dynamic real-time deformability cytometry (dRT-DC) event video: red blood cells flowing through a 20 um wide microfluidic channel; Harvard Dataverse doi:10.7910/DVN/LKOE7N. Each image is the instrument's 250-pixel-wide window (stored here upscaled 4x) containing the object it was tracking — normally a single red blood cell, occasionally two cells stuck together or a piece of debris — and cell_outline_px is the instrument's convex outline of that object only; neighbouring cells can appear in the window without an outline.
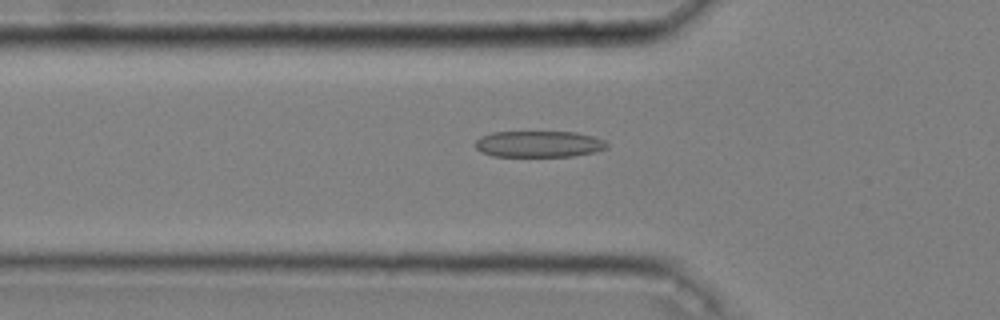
{"species": "common noctule bat (a hibernating species)", "species_latin": "Nyctalus noctula", "temperature_condition": "cold", "stored_images_in_passage": 46, "camera_frame_rate_fps": 3000, "um_per_image_px": 0.085, "animal": {"sex": "male", "body_mass_g": 20.4}, "frame": {"image": 1, "passage_image": 14, "time_ms": 4.333, "image_size_px": [1000, 320], "cell_outline_px": [[608, 148], [592, 152], [572, 156], [492, 156], [480, 152], [476, 148], [476, 140], [480, 136], [492, 132], [576, 132], [592, 136], [604, 140], [608, 144]], "centroid_in_image_um": [45.78, 12.24], "position_along_channel_um": 80.0, "area_um2": 20.17}}
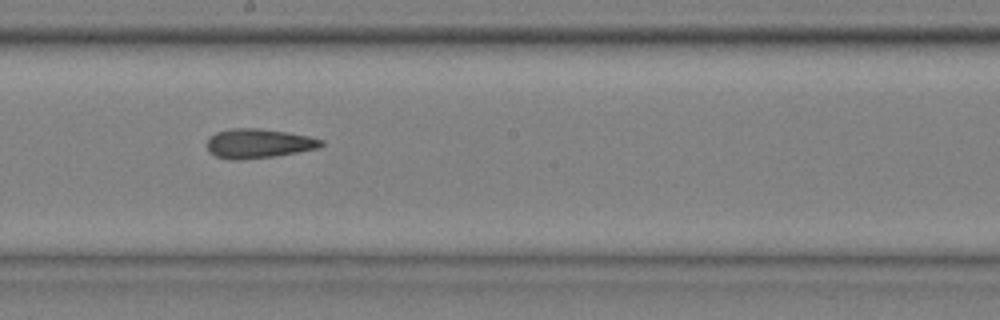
{"frame": {"image": 2, "passage_image": 26, "time_ms": 8.333, "image_size_px": [1000, 320], "cell_outline_px": [[324, 144], [320, 148], [272, 156], [240, 160], [228, 160], [216, 156], [208, 152], [208, 140], [216, 132], [232, 128], [260, 128], [308, 136], [324, 140]], "centroid_in_image_um": [21.97, 12.2], "position_along_channel_um": 226.2, "area_um2": 19.42}}
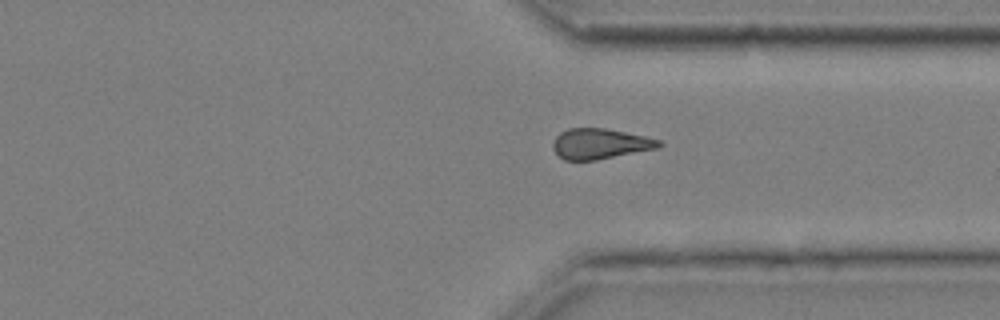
{"frame": {"image": 3, "passage_image": 37, "time_ms": 12.0, "image_size_px": [1000, 320], "cell_outline_px": [[664, 144], [660, 148], [596, 160], [564, 160], [552, 148], [552, 140], [560, 132], [568, 128], [604, 128], [644, 136], [660, 140]], "centroid_in_image_um": [51.01, 12.22], "position_along_channel_um": 360.4, "area_um2": 18.9}, "authors_computed_cell_mechanics": {"area_um2": 19.363, "velocity_mm_per_s": 3.6503, "shape_relaxation_time_tau1_ms": 5.5831, "shape_relaxation_time_tau2_ms": 3.4624, "deformation_change_tau1": 0.148, "deformation_change_tau2": 0.1366}}